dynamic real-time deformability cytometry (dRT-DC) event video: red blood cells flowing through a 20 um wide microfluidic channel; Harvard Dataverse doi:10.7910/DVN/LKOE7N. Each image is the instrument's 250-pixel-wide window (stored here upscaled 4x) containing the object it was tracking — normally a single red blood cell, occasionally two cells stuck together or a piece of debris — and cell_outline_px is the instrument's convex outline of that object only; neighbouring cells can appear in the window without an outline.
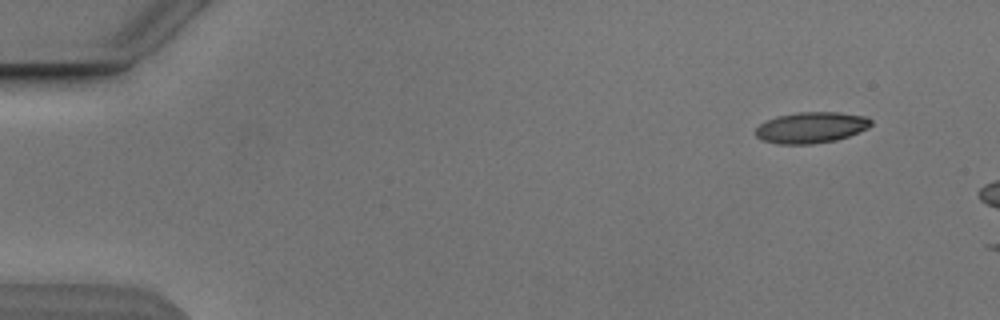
{"species": "Egyptian fruit bat (a non-hibernating species)", "species_latin": "Rousettus aegyptiacus", "temperature_condition": "cold", "stored_images_in_passage": 3, "camera_frame_rate_fps": 3000, "um_per_image_px": 0.085, "animal": {"sex": "male"}, "frame": {"image": 1, "passage_image": 1, "time_ms": 0.0, "image_size_px": [1000, 320], "cell_outline_px": [[872, 124], [868, 128], [848, 136], [836, 140], [812, 144], [776, 144], [764, 140], [756, 136], [756, 128], [760, 124], [776, 116], [796, 112], [840, 112], [868, 116], [872, 120]], "centroid_in_image_um": [68.98, 10.83], "position_along_channel_um": 16.0, "area_um2": 20.98}}